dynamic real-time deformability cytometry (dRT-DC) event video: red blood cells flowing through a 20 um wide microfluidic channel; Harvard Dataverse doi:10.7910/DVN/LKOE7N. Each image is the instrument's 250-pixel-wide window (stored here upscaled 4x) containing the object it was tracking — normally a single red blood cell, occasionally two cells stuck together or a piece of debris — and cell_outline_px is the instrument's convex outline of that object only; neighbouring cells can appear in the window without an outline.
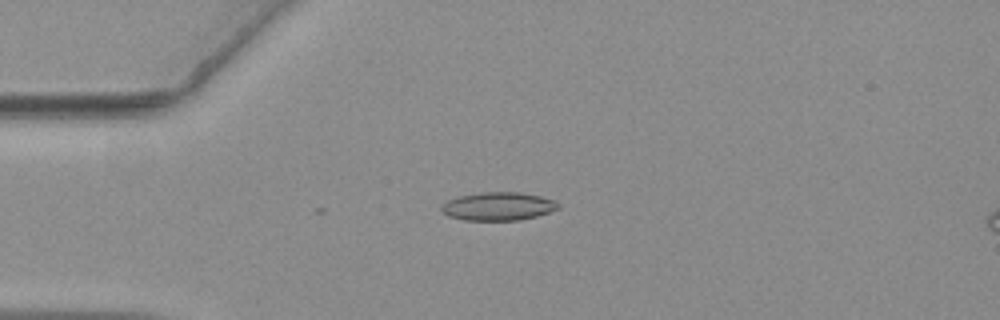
{"species": "common noctule bat (a hibernating species)", "species_latin": "Nyctalus noctula", "temperature_condition": "warm", "stored_images_in_passage": 18, "camera_frame_rate_fps": 3000, "um_per_image_px": 0.085, "animal": {"sex": "female", "body_mass_g": 19.3, "forearm_length_mm": 54.1}, "frame": {"image": 1, "passage_image": 15, "time_ms": 4.667, "image_size_px": [1000, 320], "cell_outline_px": [[560, 208], [536, 216], [520, 220], [464, 220], [448, 216], [440, 208], [448, 200], [456, 196], [480, 192], [520, 192], [540, 196], [556, 200], [560, 204]], "centroid_in_image_um": [42.36, 17.53], "position_along_channel_um": 42.6, "area_um2": 19.31}}